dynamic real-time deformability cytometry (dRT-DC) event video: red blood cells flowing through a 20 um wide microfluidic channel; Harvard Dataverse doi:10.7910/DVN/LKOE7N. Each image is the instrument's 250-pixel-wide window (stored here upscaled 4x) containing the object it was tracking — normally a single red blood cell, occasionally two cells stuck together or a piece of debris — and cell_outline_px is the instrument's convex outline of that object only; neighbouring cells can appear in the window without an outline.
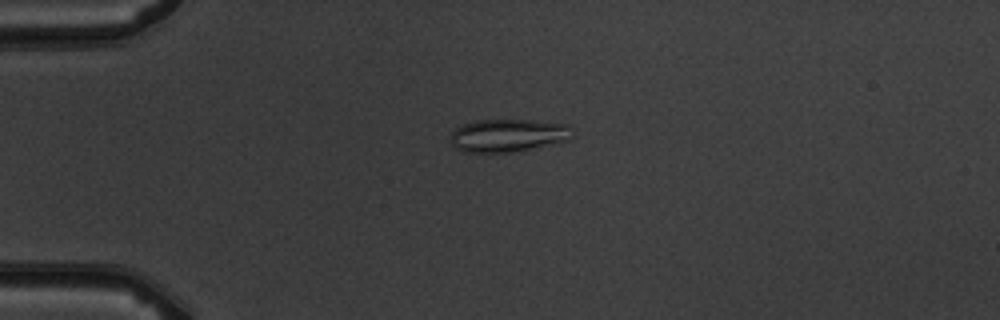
{"species": "common noctule bat (a hibernating species)", "species_latin": "Nyctalus noctula", "temperature_condition": "warm", "stored_images_in_passage": 2, "camera_frame_rate_fps": 3000, "um_per_image_px": 0.085, "animal": {"sex": "male", "body_mass_g": 19.5, "forearm_length_mm": 54.6}, "frame": {"image": 1, "passage_image": 2, "time_ms": 1.333, "image_size_px": [1000, 320], "cell_outline_px": [[572, 140], [512, 152], [464, 152], [456, 148], [452, 144], [452, 132], [456, 128], [464, 124], [476, 120], [536, 120], [568, 124], [572, 128]], "centroid_in_image_um": [43.24, 11.5], "position_along_channel_um": 41.8, "area_um2": 23.41}}